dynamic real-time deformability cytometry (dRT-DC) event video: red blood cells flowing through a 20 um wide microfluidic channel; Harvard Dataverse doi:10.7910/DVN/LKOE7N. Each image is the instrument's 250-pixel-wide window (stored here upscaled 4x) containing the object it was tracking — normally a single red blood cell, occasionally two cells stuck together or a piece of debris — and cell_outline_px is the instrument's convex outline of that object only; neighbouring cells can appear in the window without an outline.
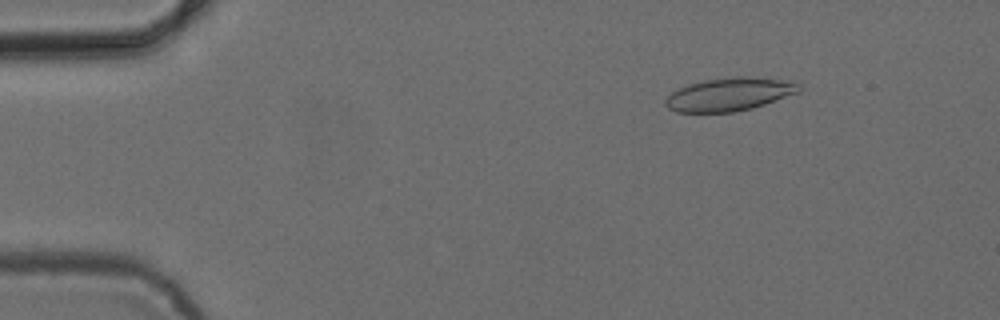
{"species": "common noctule bat (a hibernating species)", "species_latin": "Nyctalus noctula", "temperature_condition": "cold", "stored_images_in_passage": 47, "camera_frame_rate_fps": 3000, "um_per_image_px": 0.085, "animal": {"sex": "female", "body_mass_g": 24.6, "forearm_length_mm": 56.2}, "frame": {"image": 1, "passage_image": 2, "time_ms": 0.333, "image_size_px": [1000, 320], "cell_outline_px": [[800, 92], [752, 108], [732, 112], [676, 112], [668, 108], [664, 104], [664, 100], [672, 92], [688, 84], [704, 80], [736, 76], [744, 76], [792, 80], [800, 84]], "centroid_in_image_um": [62.02, 8.01], "position_along_channel_um": 23.0, "area_um2": 25.89}}
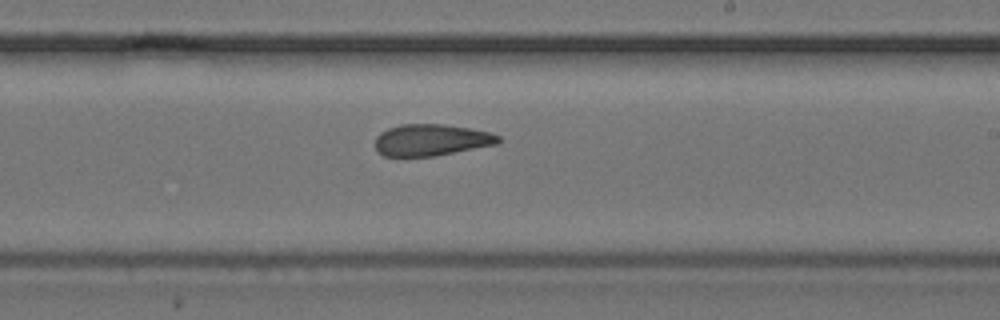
{"frame": {"image": 2, "passage_image": 26, "time_ms": 8.333, "image_size_px": [1000, 320], "cell_outline_px": [[500, 140], [496, 144], [436, 156], [384, 156], [376, 152], [376, 136], [380, 132], [388, 128], [400, 124], [444, 124], [492, 132], [500, 136]], "centroid_in_image_um": [36.64, 11.89], "position_along_channel_um": 252.4, "area_um2": 22.77}}
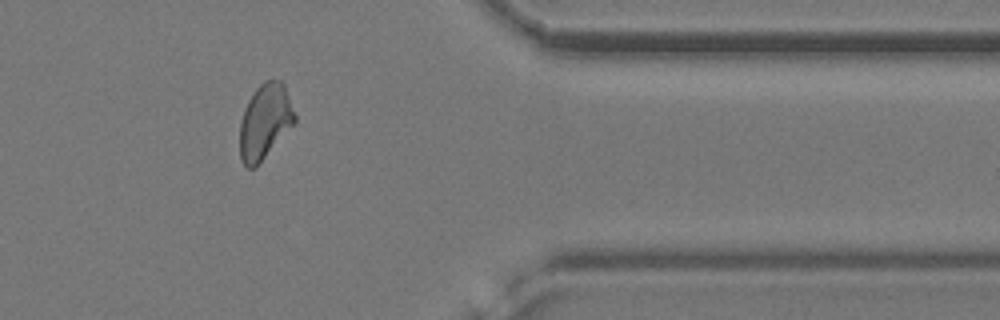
{"frame": {"image": 3, "passage_image": 38, "time_ms": 12.333, "image_size_px": [1000, 320], "cell_outline_px": [[296, 120], [256, 168], [248, 168], [240, 160], [240, 124], [244, 108], [248, 100], [256, 88], [264, 80], [280, 80], [284, 84], [296, 116]], "centroid_in_image_um": [22.5, 10.33], "position_along_channel_um": 388.9, "area_um2": 23.87}, "authors_computed_cell_mechanics": {"area_um2": 23.8136, "velocity_mm_per_s": 3.8851, "shape_relaxation_time_tau1_ms": 10.4937, "shape_relaxation_time_tau2_ms": 3.5873, "deformation_change_tau1": 0.2029, "deformation_change_tau2": 0.1025}}